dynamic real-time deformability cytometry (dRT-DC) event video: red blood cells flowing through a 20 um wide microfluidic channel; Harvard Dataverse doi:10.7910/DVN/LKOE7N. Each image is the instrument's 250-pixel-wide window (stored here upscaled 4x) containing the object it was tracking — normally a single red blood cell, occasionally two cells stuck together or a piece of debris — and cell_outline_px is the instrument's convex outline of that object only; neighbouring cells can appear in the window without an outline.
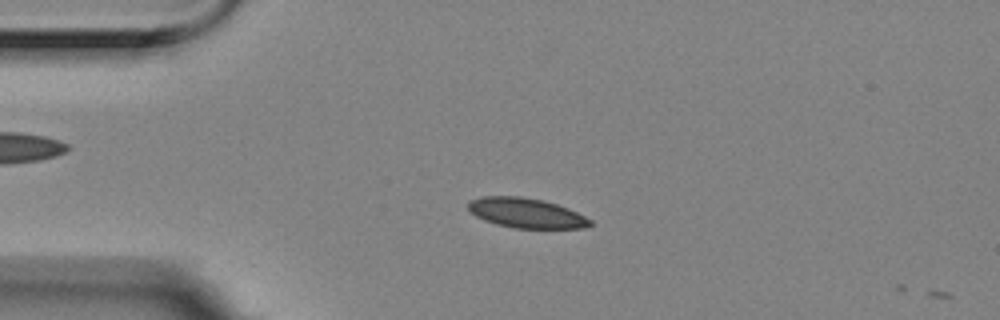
{"species": "Egyptian fruit bat (a non-hibernating species)", "species_latin": "Rousettus aegyptiacus", "temperature_condition": "room temperature", "stored_images_in_passage": 4, "camera_frame_rate_fps": 3000, "um_per_image_px": 0.085, "animal": {"sex": "female"}, "frame": {"image": 1, "passage_image": 3, "time_ms": 0.667, "image_size_px": [1000, 320], "cell_outline_px": [[592, 224], [584, 228], [512, 228], [496, 224], [484, 220], [468, 212], [468, 200], [480, 196], [520, 196], [544, 200], [568, 208], [592, 220]], "centroid_in_image_um": [44.68, 18.1], "position_along_channel_um": 40.3, "area_um2": 21.39}}